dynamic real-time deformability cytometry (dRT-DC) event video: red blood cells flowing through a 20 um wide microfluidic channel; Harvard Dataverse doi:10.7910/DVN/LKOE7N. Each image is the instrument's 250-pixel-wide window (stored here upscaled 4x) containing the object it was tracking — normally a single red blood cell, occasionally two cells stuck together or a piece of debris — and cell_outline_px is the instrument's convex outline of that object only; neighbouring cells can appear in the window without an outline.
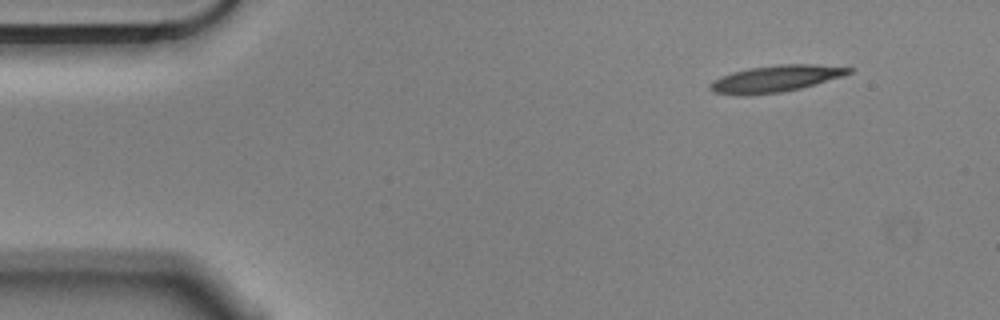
{"species": "Egyptian fruit bat (a non-hibernating species)", "species_latin": "Rousettus aegyptiacus", "temperature_condition": "cold", "stored_images_in_passage": 4, "camera_frame_rate_fps": 3000, "um_per_image_px": 0.085, "animal": {"sex": "male"}, "frame": {"image": 1, "passage_image": 1, "time_ms": 0.0, "image_size_px": [1000, 320], "cell_outline_px": [[852, 72], [840, 76], [800, 88], [780, 92], [712, 92], [708, 88], [708, 84], [732, 72], [748, 68], [776, 64], [816, 64], [852, 68]], "centroid_in_image_um": [65.99, 6.62], "position_along_channel_um": 19.0, "area_um2": 20.29}}
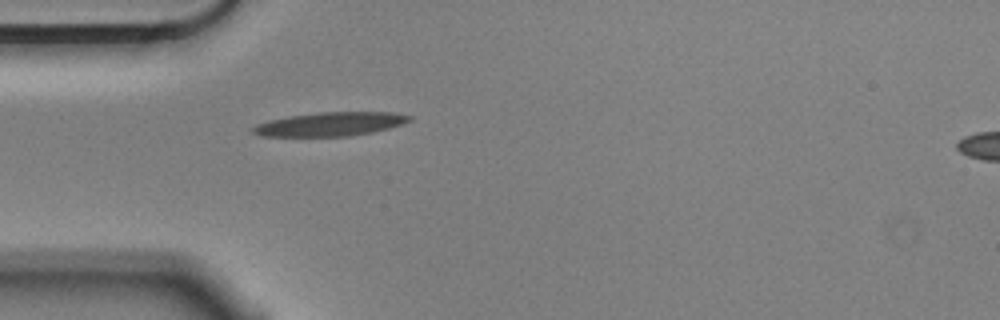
{"frame": {"image": 2, "passage_image": 4, "time_ms": 1.0, "image_size_px": [1000, 320], "cell_outline_px": [[412, 120], [388, 128], [372, 132], [352, 136], [260, 136], [252, 132], [252, 128], [256, 124], [268, 120], [288, 116], [320, 112], [392, 112], [412, 116]], "centroid_in_image_um": [28.05, 10.54], "position_along_channel_um": 57.0, "area_um2": 21.68}}